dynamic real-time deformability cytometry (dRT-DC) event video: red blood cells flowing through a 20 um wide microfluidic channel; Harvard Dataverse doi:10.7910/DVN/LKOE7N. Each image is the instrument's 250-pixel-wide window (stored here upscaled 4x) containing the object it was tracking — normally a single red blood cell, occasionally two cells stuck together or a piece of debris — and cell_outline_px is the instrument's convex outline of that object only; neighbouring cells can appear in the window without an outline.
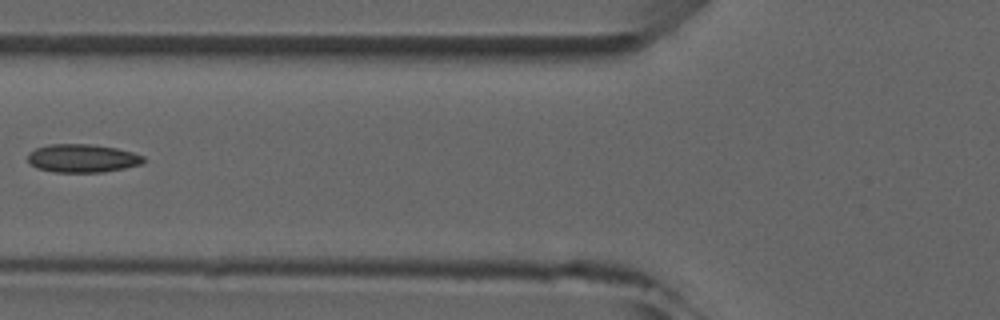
{"species": "common noctule bat (a hibernating species)", "species_latin": "Nyctalus noctula", "temperature_condition": "room temperature", "stored_images_in_passage": 3, "camera_frame_rate_fps": 3000, "um_per_image_px": 0.085, "animal": {"sex": "male", "forearm_length_mm": 52.5}, "frame": {"image": 1, "passage_image": 3, "time_ms": 2.667, "image_size_px": [1000, 320], "cell_outline_px": [[144, 160], [140, 164], [124, 168], [104, 172], [56, 172], [36, 168], [28, 160], [28, 152], [36, 148], [48, 144], [88, 144], [116, 148], [132, 152], [144, 156]], "centroid_in_image_um": [6.98, 13.45], "position_along_channel_um": 118.8, "area_um2": 18.96}}